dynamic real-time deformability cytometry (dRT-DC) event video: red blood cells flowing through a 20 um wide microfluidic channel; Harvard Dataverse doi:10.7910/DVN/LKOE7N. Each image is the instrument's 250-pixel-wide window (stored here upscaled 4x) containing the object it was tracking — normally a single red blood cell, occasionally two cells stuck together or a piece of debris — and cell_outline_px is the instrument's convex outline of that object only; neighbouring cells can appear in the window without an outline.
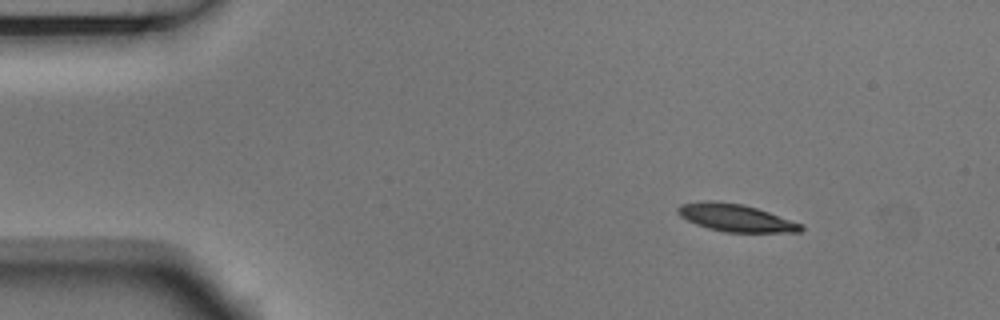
{"species": "Egyptian fruit bat (a non-hibernating species)", "species_latin": "Rousettus aegyptiacus", "temperature_condition": "room temperature", "stored_images_in_passage": 49, "camera_frame_rate_fps": 3000, "um_per_image_px": 0.085, "animal": {"sex": "male"}, "frame": {"image": 1, "passage_image": 1, "time_ms": 0.0, "image_size_px": [1000, 320], "cell_outline_px": [[804, 228], [800, 232], [724, 232], [708, 228], [696, 224], [680, 216], [676, 212], [676, 208], [680, 204], [704, 200], [712, 200], [744, 204], [804, 224]], "centroid_in_image_um": [62.52, 18.5], "position_along_channel_um": 22.5, "area_um2": 19.83}}
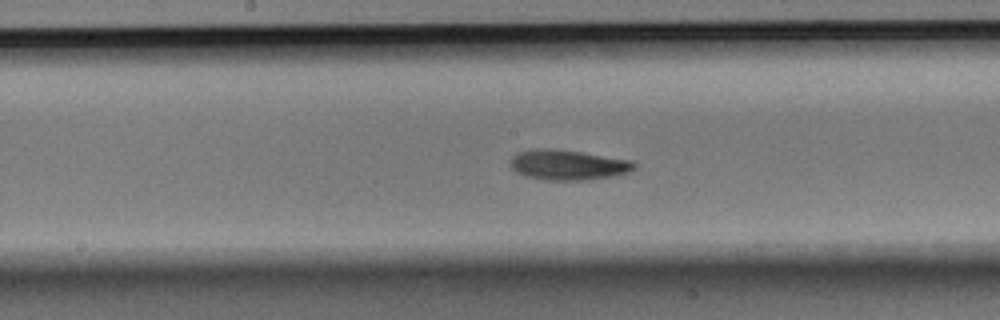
{"frame": {"image": 2, "passage_image": 22, "time_ms": 7.0, "image_size_px": [1000, 320], "cell_outline_px": [[636, 168], [628, 172], [612, 176], [580, 180], [544, 180], [524, 176], [516, 172], [508, 164], [512, 156], [516, 152], [532, 148], [552, 148], [636, 160]], "centroid_in_image_um": [48.24, 14.0], "position_along_channel_um": 200.0, "area_um2": 22.14}}
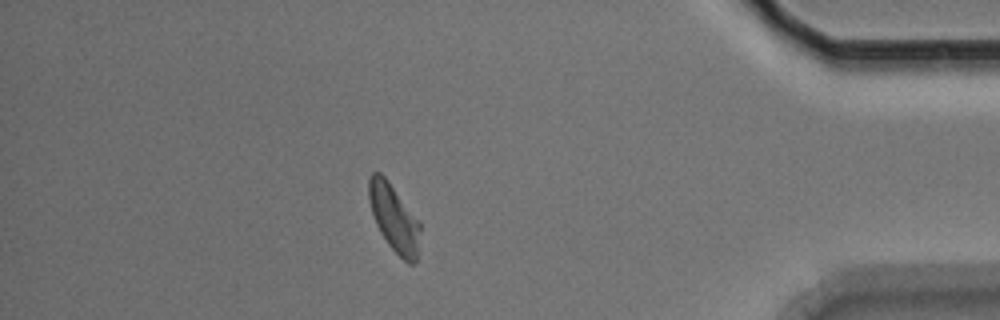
{"frame": {"image": 3, "passage_image": 42, "time_ms": 13.667, "image_size_px": [1000, 320], "cell_outline_px": [[420, 232], [416, 260], [412, 264], [408, 264], [388, 244], [380, 232], [376, 224], [368, 200], [368, 180], [372, 172], [380, 172], [388, 180], [420, 224]], "centroid_in_image_um": [33.46, 18.52], "position_along_channel_um": 401.7, "area_um2": 19.71}, "authors_computed_cell_mechanics": {"area_um2": 20.6924, "velocity_mm_per_s": 3.6343, "shape_relaxation_time_tau1_ms": 3.0072, "shape_relaxation_time_tau2_ms": 7.2259, "deformation_change_tau1": 0.1272, "deformation_change_tau2": 0.1329}}